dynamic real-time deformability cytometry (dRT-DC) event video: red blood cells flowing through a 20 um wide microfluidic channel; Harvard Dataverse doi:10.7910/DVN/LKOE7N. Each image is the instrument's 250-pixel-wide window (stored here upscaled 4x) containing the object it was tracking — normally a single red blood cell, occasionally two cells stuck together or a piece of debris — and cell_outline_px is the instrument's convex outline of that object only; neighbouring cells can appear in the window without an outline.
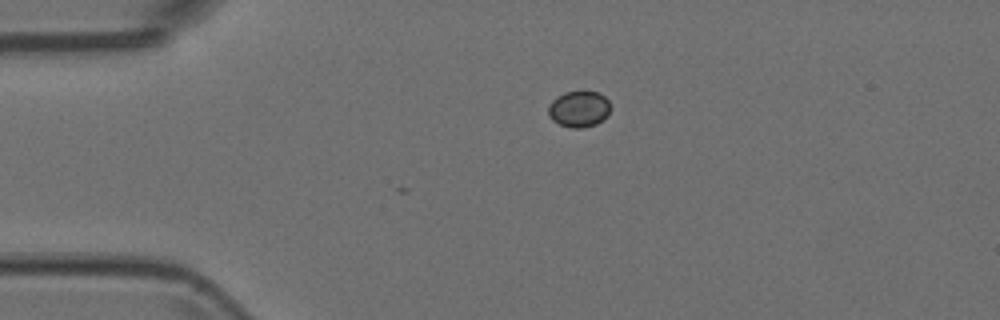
{"species": "Egyptian fruit bat (a non-hibernating species)", "species_latin": "Rousettus aegyptiacus", "temperature_condition": "room temperature", "stored_images_in_passage": 22, "camera_frame_rate_fps": 3000, "um_per_image_px": 0.085, "animal": {"sex": "female"}, "frame": {"image": 1, "passage_image": 1, "time_ms": 0.0, "image_size_px": [1000, 320], "cell_outline_px": [[608, 116], [604, 120], [596, 124], [584, 128], [572, 128], [560, 124], [552, 120], [548, 116], [548, 104], [556, 96], [564, 92], [600, 92], [608, 100]], "centroid_in_image_um": [49.18, 9.27], "position_along_channel_um": 35.8, "area_um2": 13.18}}
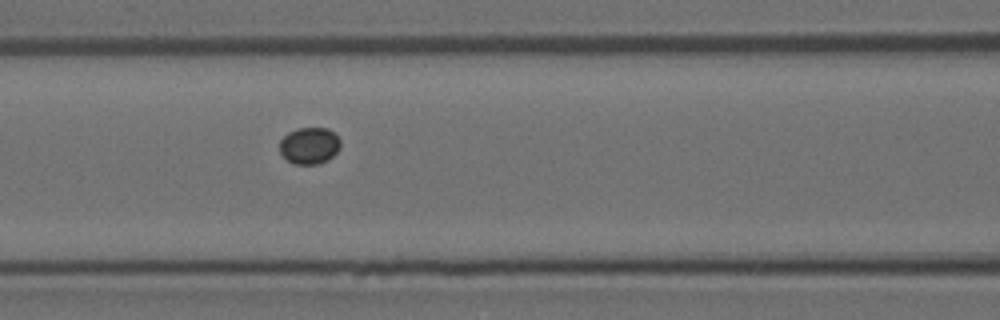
{"frame": {"image": 2, "passage_image": 12, "time_ms": 3.667, "image_size_px": [1000, 320], "cell_outline_px": [[340, 148], [328, 160], [320, 164], [292, 164], [280, 152], [280, 140], [288, 132], [296, 128], [328, 128], [340, 140]], "centroid_in_image_um": [26.29, 12.38], "position_along_channel_um": 140.3, "area_um2": 13.01}}
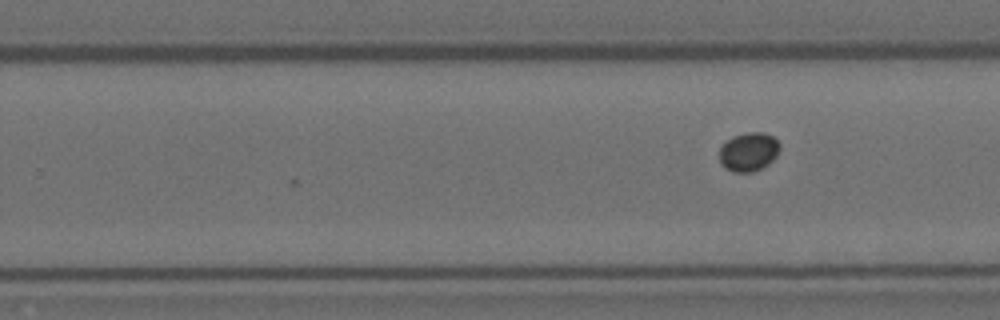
{"frame": {"image": 3, "passage_image": 22, "time_ms": 7.0, "image_size_px": [1000, 320], "cell_outline_px": [[780, 148], [776, 156], [768, 164], [752, 172], [732, 172], [724, 168], [720, 164], [720, 148], [732, 136], [748, 132], [764, 132], [772, 136], [780, 144]], "centroid_in_image_um": [63.63, 12.91], "position_along_channel_um": 266.2, "area_um2": 13.64}}